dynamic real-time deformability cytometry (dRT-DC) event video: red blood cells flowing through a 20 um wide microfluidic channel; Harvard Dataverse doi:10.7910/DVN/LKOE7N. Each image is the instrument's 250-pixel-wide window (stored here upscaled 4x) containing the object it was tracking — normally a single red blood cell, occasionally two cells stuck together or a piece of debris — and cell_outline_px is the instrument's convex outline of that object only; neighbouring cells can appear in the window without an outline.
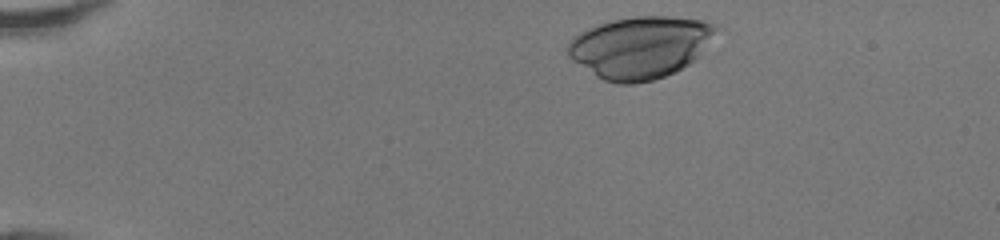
{"species": "human", "species_latin": "Homo sapiens", "temperature_condition": "room temperature", "stored_images_in_passage": 36, "camera_frame_rate_fps": 3000, "um_per_image_px": 0.085, "donor": {"sex": "female"}, "frame": {"image": 1, "passage_image": 2, "time_ms": 0.333, "image_size_px": [1000, 240], "cell_outline_px": [[724, 28], [700, 56], [676, 72], [652, 80], [632, 84], [616, 84], [604, 80], [596, 76], [572, 60], [568, 56], [568, 40], [572, 36], [588, 28], [608, 20], [632, 16], [672, 16], [704, 20]], "centroid_in_image_um": [54.48, 3.99], "position_along_channel_um": 30.5, "area_um2": 54.56}}
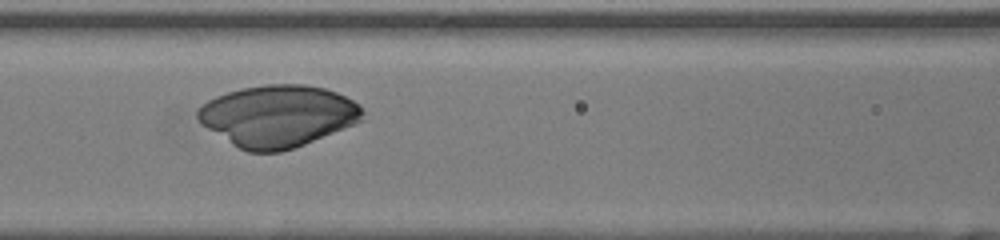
{"frame": {"image": 2, "passage_image": 16, "time_ms": 5.0, "image_size_px": [1000, 240], "cell_outline_px": [[364, 120], [304, 144], [280, 152], [248, 152], [232, 144], [208, 128], [196, 116], [196, 112], [208, 100], [216, 96], [228, 92], [244, 88], [268, 84], [304, 84], [324, 88], [336, 92], [360, 104], [364, 112]], "centroid_in_image_um": [23.65, 9.85], "position_along_channel_um": 142.9, "area_um2": 58.78}}
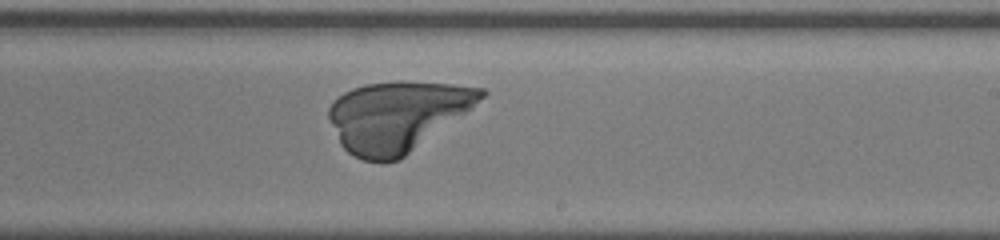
{"frame": {"image": 3, "passage_image": 24, "time_ms": 7.667, "image_size_px": [1000, 240], "cell_outline_px": [[488, 92], [472, 108], [400, 160], [364, 160], [348, 152], [340, 144], [328, 120], [328, 108], [332, 100], [344, 92], [352, 88], [364, 84], [396, 80], [404, 80], [452, 84], [484, 88]], "centroid_in_image_um": [33.74, 9.84], "position_along_channel_um": 255.3, "area_um2": 62.42}}